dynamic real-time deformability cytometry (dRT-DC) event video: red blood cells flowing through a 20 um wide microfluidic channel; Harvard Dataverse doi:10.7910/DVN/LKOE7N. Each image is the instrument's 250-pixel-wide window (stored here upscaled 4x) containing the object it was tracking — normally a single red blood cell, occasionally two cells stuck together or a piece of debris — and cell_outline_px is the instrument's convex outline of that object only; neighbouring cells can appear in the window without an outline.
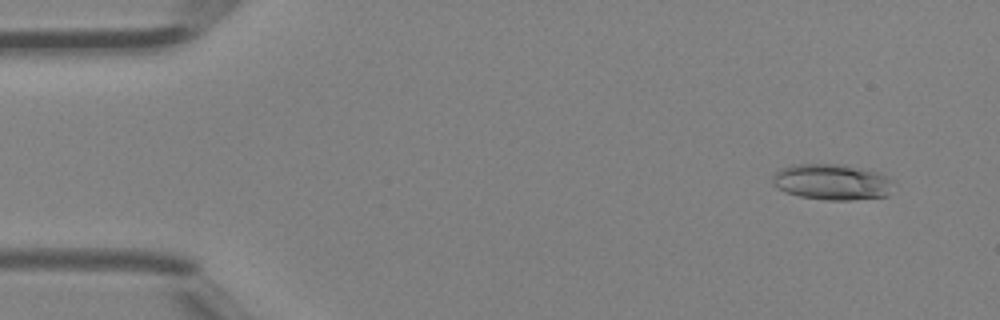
{"species": "Egyptian fruit bat (a non-hibernating species)", "species_latin": "Rousettus aegyptiacus", "temperature_condition": "room temperature", "stored_images_in_passage": 3, "camera_frame_rate_fps": 3000, "um_per_image_px": 0.085, "animal": {"sex": "female"}, "frame": {"image": 1, "passage_image": 1, "time_ms": 0.0, "image_size_px": [1000, 320], "cell_outline_px": [[892, 180], [888, 196], [852, 200], [824, 200], [800, 196], [784, 192], [776, 188], [772, 184], [772, 176], [780, 168], [792, 164], [840, 164], [880, 172], [888, 176]], "centroid_in_image_um": [70.68, 15.46], "position_along_channel_um": 14.3, "area_um2": 25.55}}